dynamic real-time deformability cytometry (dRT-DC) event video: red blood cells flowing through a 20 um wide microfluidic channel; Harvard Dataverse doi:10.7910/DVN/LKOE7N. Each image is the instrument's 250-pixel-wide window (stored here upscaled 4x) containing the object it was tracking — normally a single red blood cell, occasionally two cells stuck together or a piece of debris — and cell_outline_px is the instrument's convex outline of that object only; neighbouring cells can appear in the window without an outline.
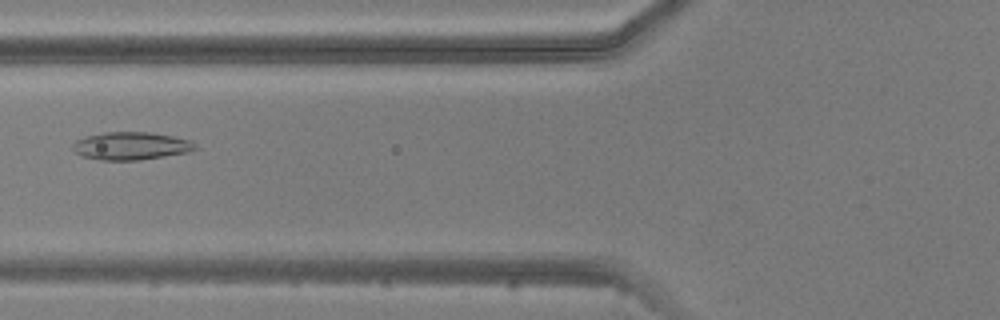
{"species": "common noctule bat (a hibernating species)", "species_latin": "Nyctalus noctula", "temperature_condition": "warm", "stored_images_in_passage": 6, "camera_frame_rate_fps": 3000, "um_per_image_px": 0.085, "animal": {"sex": "male", "body_mass_g": 20.5, "forearm_length_mm": 52.5}, "frame": {"image": 1, "passage_image": 6, "time_ms": 6.0, "image_size_px": [1000, 320], "cell_outline_px": [[200, 148], [188, 152], [164, 156], [136, 160], [100, 160], [84, 156], [76, 152], [72, 148], [72, 144], [76, 140], [88, 136], [104, 132], [148, 132], [172, 136], [192, 140]], "centroid_in_image_um": [11.18, 12.4], "position_along_channel_um": 114.6, "area_um2": 19.77}}